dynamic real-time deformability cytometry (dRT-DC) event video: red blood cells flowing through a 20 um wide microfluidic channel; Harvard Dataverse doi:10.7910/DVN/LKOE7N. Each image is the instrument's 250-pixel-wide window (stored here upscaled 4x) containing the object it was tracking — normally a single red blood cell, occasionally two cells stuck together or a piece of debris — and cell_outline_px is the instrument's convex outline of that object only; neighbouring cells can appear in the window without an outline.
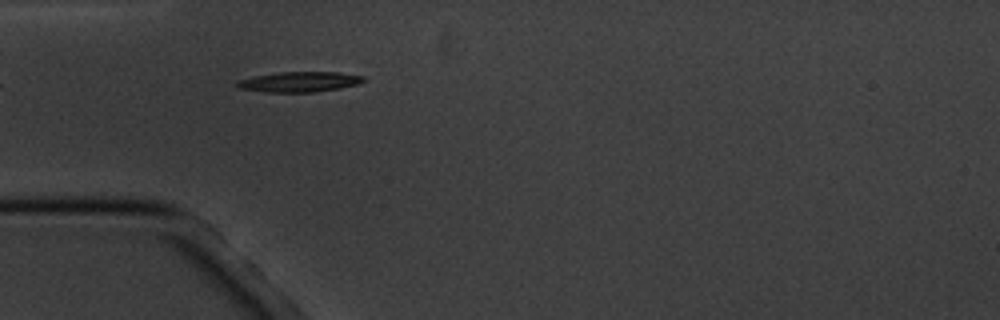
{"species": "common noctule bat (a hibernating species)", "species_latin": "Nyctalus noctula", "temperature_condition": "cold", "stored_images_in_passage": 2, "camera_frame_rate_fps": 3000, "um_per_image_px": 0.085, "animal": {"sex": "male", "body_mass_g": 20.1, "forearm_length_mm": 53.5}, "frame": {"image": 1, "passage_image": 1, "time_ms": 0.0, "image_size_px": [1000, 320], "cell_outline_px": [[368, 80], [360, 84], [340, 88], [316, 92], [264, 92], [236, 88], [236, 80], [252, 76], [280, 72], [336, 72], [364, 76]], "centroid_in_image_um": [25.44, 6.96], "position_along_channel_um": 59.6, "area_um2": 15.2}}
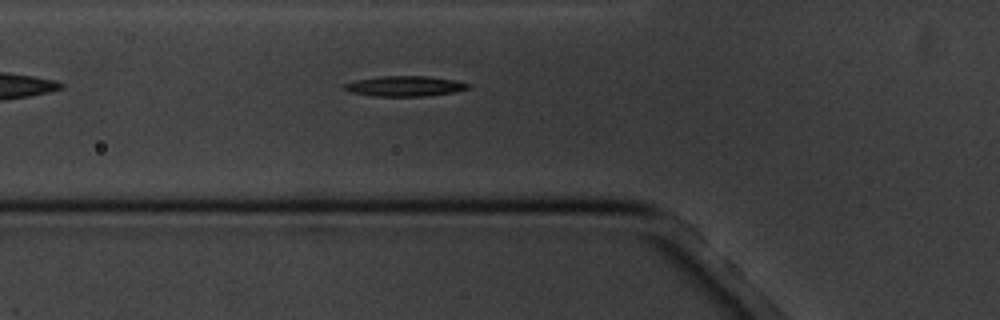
{"frame": {"image": 2, "passage_image": 2, "time_ms": 1.0, "image_size_px": [1000, 320], "cell_outline_px": [[472, 88], [456, 92], [424, 96], [372, 96], [348, 92], [340, 88], [344, 84], [356, 80], [380, 76], [428, 76], [456, 80], [472, 84]], "centroid_in_image_um": [34.43, 7.32], "position_along_channel_um": 91.4, "area_um2": 14.97}}